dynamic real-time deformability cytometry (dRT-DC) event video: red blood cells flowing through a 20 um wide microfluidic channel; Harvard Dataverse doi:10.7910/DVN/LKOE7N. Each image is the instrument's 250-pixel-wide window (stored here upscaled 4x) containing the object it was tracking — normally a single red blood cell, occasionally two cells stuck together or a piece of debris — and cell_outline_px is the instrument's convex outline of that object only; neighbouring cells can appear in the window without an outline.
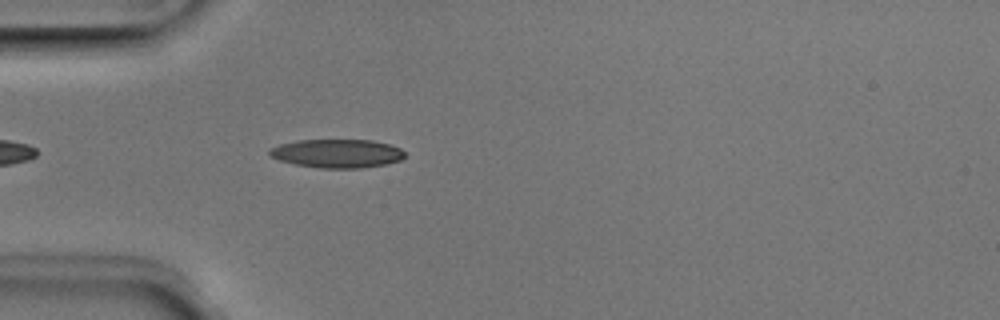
{"species": "Egyptian fruit bat (a non-hibernating species)", "species_latin": "Rousettus aegyptiacus", "temperature_condition": "room temperature", "stored_images_in_passage": 7, "camera_frame_rate_fps": 3000, "um_per_image_px": 0.085, "animal": {"sex": "male"}, "frame": {"image": 1, "passage_image": 4, "time_ms": 1.0, "image_size_px": [1000, 320], "cell_outline_px": [[404, 156], [400, 160], [384, 164], [360, 168], [320, 168], [296, 164], [280, 160], [272, 156], [268, 152], [268, 148], [280, 144], [300, 140], [372, 140], [388, 144], [400, 148], [404, 152]], "centroid_in_image_um": [28.64, 13.04], "position_along_channel_um": 56.4, "area_um2": 22.31}}